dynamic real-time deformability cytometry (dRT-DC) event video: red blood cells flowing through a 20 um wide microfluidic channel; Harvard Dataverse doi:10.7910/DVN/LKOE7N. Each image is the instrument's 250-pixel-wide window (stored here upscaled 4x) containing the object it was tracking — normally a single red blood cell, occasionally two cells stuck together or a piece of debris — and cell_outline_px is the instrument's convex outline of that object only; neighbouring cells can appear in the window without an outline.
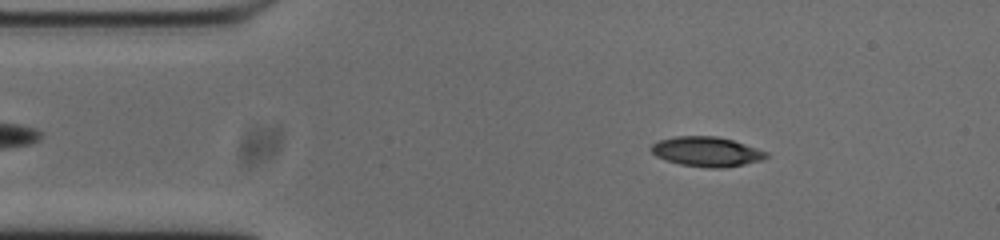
{"species": "common noctule bat (a hibernating species)", "species_latin": "Nyctalus noctula", "temperature_condition": "cold", "stored_images_in_passage": 40, "camera_frame_rate_fps": 3000, "um_per_image_px": 0.085, "animal": {"sex": "male", "body_mass_g": 20.0, "forearm_length_mm": 53.3}, "frame": {"image": 1, "passage_image": 1, "time_ms": 0.0, "image_size_px": [1000, 240], "cell_outline_px": [[768, 156], [760, 160], [740, 164], [716, 168], [680, 164], [656, 156], [652, 152], [652, 144], [660, 140], [676, 136], [716, 136], [732, 140], [744, 144], [764, 152]], "centroid_in_image_um": [60.0, 12.87], "position_along_channel_um": 25.0, "area_um2": 19.13}}
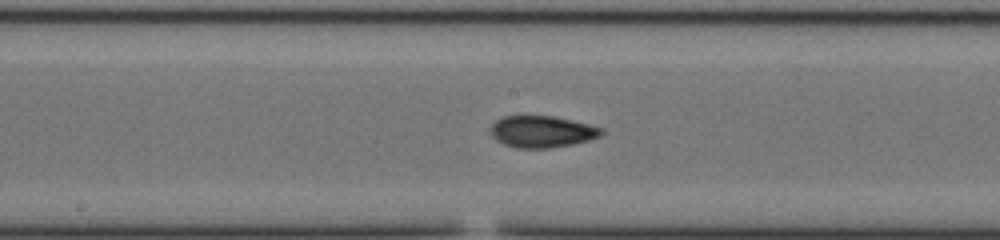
{"frame": {"image": 2, "passage_image": 19, "time_ms": 6.0, "image_size_px": [1000, 240], "cell_outline_px": [[604, 132], [600, 136], [588, 140], [572, 144], [548, 148], [516, 148], [504, 144], [496, 140], [492, 136], [488, 128], [496, 120], [504, 116], [552, 116], [588, 124], [600, 128]], "centroid_in_image_um": [46.01, 11.19], "position_along_channel_um": 202.2, "area_um2": 20.35}}
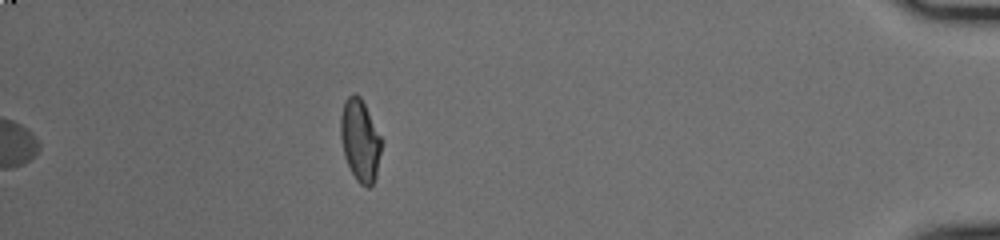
{"frame": {"image": 3, "passage_image": 40, "time_ms": 13.0, "image_size_px": [1000, 240], "cell_outline_px": [[384, 140], [376, 176], [372, 184], [368, 188], [360, 184], [356, 180], [344, 156], [340, 136], [340, 116], [344, 100], [352, 92], [356, 92], [360, 96]], "centroid_in_image_um": [30.62, 11.9], "position_along_channel_um": 404.6, "area_um2": 20.0}, "authors_computed_cell_mechanics": {"area_um2": 20.1144, "velocity_mm_per_s": 3.7627, "shape_relaxation_time_tau1_ms": 7.8626, "shape_relaxation_time_tau2_ms": 4.3637, "deformation_change_tau1": 0.1924, "deformation_change_tau2": 0.1115}}